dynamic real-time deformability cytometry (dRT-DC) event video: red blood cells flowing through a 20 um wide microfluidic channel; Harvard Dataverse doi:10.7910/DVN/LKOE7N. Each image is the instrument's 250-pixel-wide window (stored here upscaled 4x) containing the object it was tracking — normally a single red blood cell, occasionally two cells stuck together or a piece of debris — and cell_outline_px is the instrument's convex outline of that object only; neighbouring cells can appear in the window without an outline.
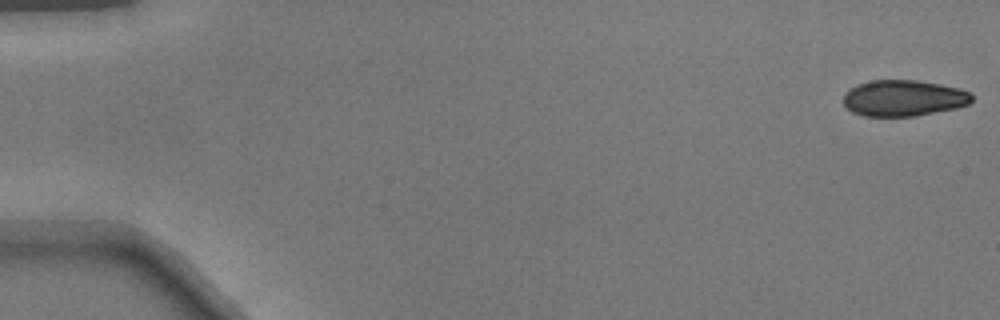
{"species": "common noctule bat (a hibernating species)", "species_latin": "Nyctalus noctula", "temperature_condition": "warm", "stored_images_in_passage": 50, "camera_frame_rate_fps": 3000, "um_per_image_px": 0.085, "animal": {"sex": "male", "body_mass_g": 17.9}, "frame": {"image": 1, "passage_image": 1, "time_ms": 0.0, "image_size_px": [1000, 320], "cell_outline_px": [[972, 100], [968, 104], [956, 108], [916, 116], [864, 116], [852, 112], [844, 104], [844, 96], [856, 84], [872, 80], [916, 80], [940, 84], [960, 88], [972, 92]], "centroid_in_image_um": [76.84, 8.34], "position_along_channel_um": 8.2, "area_um2": 27.05}}
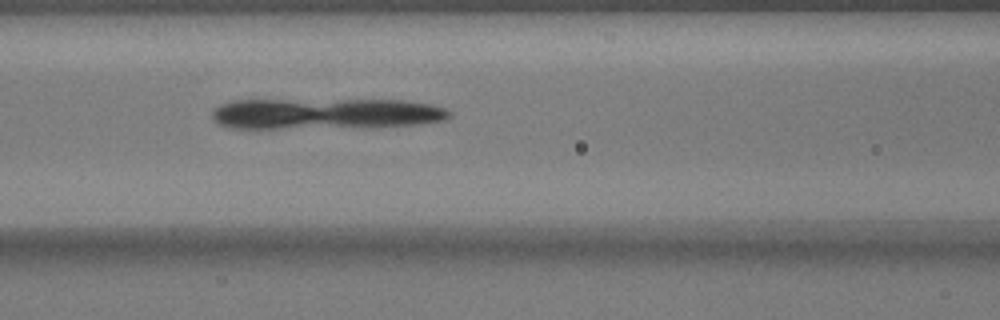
{"frame": {"image": 2, "passage_image": 22, "time_ms": 7.0, "image_size_px": [1000, 320], "cell_outline_px": [[452, 116], [444, 120], [416, 124], [280, 128], [232, 128], [220, 124], [212, 120], [212, 112], [220, 104], [232, 100], [404, 100], [428, 104], [444, 108], [452, 112]], "centroid_in_image_um": [27.61, 9.64], "position_along_channel_um": 139.0, "area_um2": 42.02}}
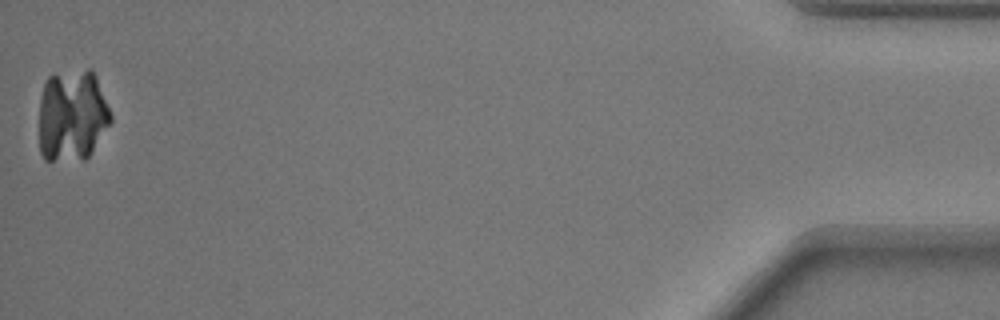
{"frame": {"image": 3, "passage_image": 50, "time_ms": 16.333, "image_size_px": [1000, 320], "cell_outline_px": [[112, 120], [88, 156], [84, 160], [44, 160], [40, 152], [40, 96], [44, 84], [48, 76], [88, 68], [92, 68], [96, 76], [112, 116]], "centroid_in_image_um": [6.13, 9.81], "position_along_channel_um": 429.1, "area_um2": 38.38}}